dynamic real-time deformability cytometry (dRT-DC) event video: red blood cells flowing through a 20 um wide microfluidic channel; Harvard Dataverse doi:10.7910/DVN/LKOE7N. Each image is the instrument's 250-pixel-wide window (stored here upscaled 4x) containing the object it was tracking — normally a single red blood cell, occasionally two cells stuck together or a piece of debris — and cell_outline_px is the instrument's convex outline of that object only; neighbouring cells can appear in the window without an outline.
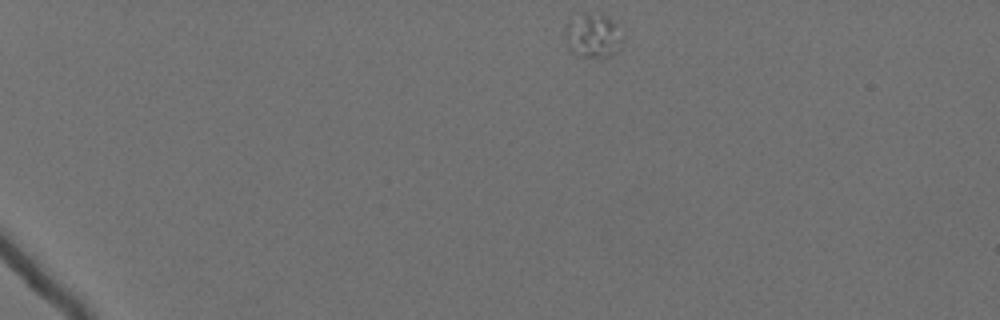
{"species": "Egyptian fruit bat (a non-hibernating species)", "species_latin": "Rousettus aegyptiacus", "temperature_condition": "cold", "stored_images_in_passage": 48, "camera_frame_rate_fps": 3000, "um_per_image_px": 0.085, "animal": {"sex": "female"}, "frame": {"image": 1, "passage_image": 1, "time_ms": 0.0, "image_size_px": [1000, 320], "cell_outline_px": [[624, 40], [616, 52], [612, 56], [580, 56], [568, 48], [564, 36], [564, 24], [568, 20], [584, 12], [588, 12], [608, 16], [616, 24], [624, 36]], "centroid_in_image_um": [50.39, 2.99], "position_along_channel_um": 34.6, "area_um2": 15.14}}